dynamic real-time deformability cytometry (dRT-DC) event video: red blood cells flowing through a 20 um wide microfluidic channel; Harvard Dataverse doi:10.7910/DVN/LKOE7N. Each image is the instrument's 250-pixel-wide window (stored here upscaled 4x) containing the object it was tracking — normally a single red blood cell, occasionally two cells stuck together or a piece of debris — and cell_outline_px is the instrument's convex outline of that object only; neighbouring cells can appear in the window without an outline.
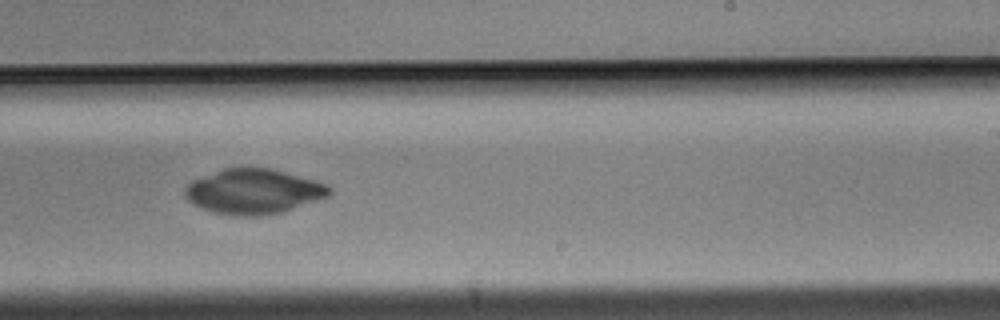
{"species": "Egyptian fruit bat (a non-hibernating species)", "species_latin": "Rousettus aegyptiacus", "temperature_condition": "cold", "stored_images_in_passage": 37, "camera_frame_rate_fps": 3000, "um_per_image_px": 0.085, "animal": {"sex": "male"}, "frame": {"image": 1, "passage_image": 18, "time_ms": 5.667, "image_size_px": [1000, 320], "cell_outline_px": [[332, 192], [328, 196], [280, 212], [256, 216], [236, 216], [216, 212], [200, 208], [188, 200], [184, 196], [184, 192], [188, 184], [192, 180], [224, 168], [268, 168], [284, 172], [328, 184], [332, 188]], "centroid_in_image_um": [21.53, 16.27], "position_along_channel_um": 267.5, "area_um2": 37.34}}
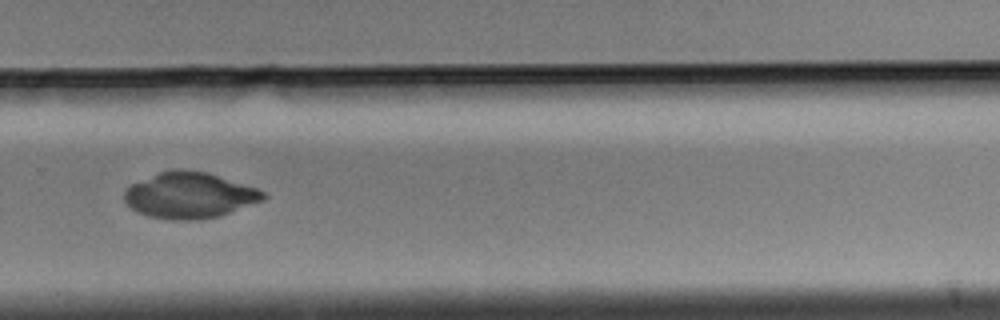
{"frame": {"image": 2, "passage_image": 22, "time_ms": 7.0, "image_size_px": [1000, 320], "cell_outline_px": [[268, 196], [264, 200], [220, 216], [196, 220], [172, 220], [148, 216], [136, 212], [124, 200], [124, 192], [132, 184], [160, 172], [172, 168], [184, 168], [208, 172], [256, 188], [264, 192]], "centroid_in_image_um": [16.12, 16.6], "position_along_channel_um": 313.7, "area_um2": 37.34}}
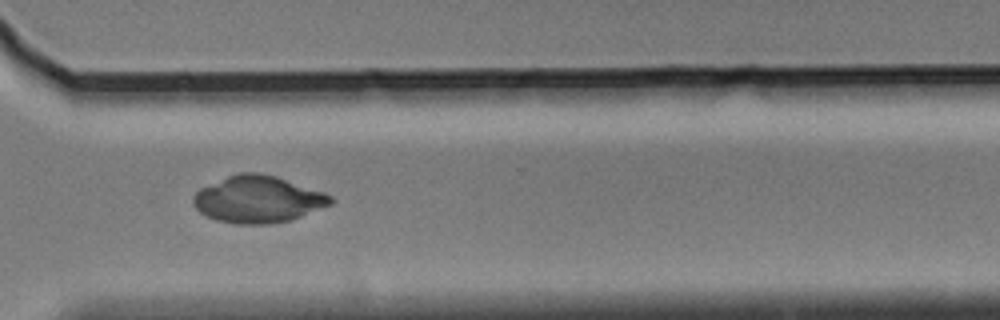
{"frame": {"image": 3, "passage_image": 25, "time_ms": 8.0, "image_size_px": [1000, 320], "cell_outline_px": [[336, 200], [332, 204], [292, 220], [268, 224], [236, 224], [216, 220], [200, 212], [192, 204], [192, 200], [196, 192], [200, 188], [228, 176], [240, 172], [260, 172], [276, 176], [324, 192], [332, 196]], "centroid_in_image_um": [21.95, 16.94], "position_along_channel_um": 348.7, "area_um2": 37.69}}